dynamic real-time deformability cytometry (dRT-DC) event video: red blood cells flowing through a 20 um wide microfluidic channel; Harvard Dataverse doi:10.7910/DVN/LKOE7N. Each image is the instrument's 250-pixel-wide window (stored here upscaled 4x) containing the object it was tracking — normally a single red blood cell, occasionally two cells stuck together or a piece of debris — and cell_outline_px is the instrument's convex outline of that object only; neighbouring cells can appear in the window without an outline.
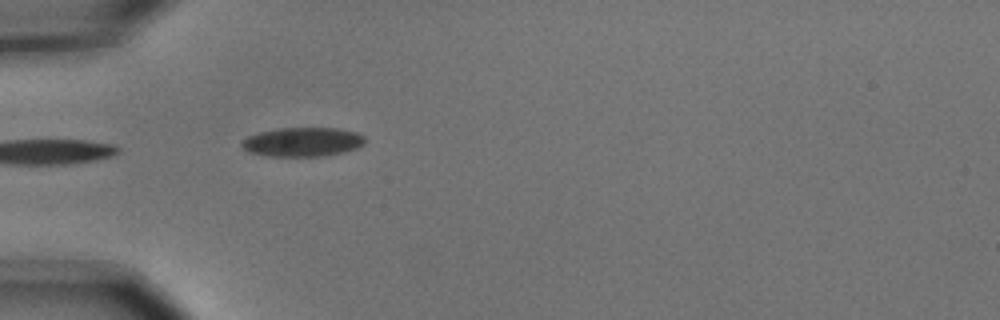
{"species": "common noctule bat (a hibernating species)", "species_latin": "Nyctalus noctula", "temperature_condition": "cold", "stored_images_in_passage": 5, "camera_frame_rate_fps": 3000, "um_per_image_px": 0.085, "animal": {"sex": "male", "body_mass_g": 15.6}, "frame": {"image": 1, "passage_image": 5, "time_ms": 1.333, "image_size_px": [1000, 320], "cell_outline_px": [[364, 144], [356, 148], [344, 152], [324, 156], [268, 156], [248, 152], [240, 144], [248, 136], [260, 132], [280, 128], [336, 128], [356, 132], [364, 136]], "centroid_in_image_um": [25.73, 12.07], "position_along_channel_um": 59.3, "area_um2": 20.81}}